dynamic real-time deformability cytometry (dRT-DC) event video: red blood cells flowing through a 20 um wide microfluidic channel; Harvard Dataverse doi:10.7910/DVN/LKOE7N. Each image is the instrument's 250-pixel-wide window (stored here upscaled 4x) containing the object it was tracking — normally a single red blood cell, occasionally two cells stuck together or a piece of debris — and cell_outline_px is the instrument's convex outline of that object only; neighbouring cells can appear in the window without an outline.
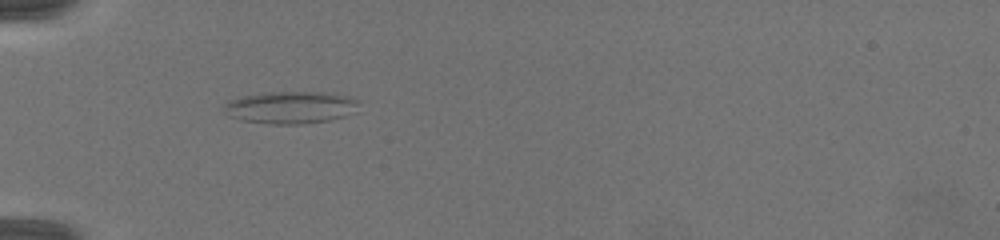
{"species": "common noctule bat (a hibernating species)", "species_latin": "Nyctalus noctula", "temperature_condition": "warm", "stored_images_in_passage": 46, "camera_frame_rate_fps": 3000, "um_per_image_px": 0.085, "animal": {"sex": "female", "body_mass_g": 19.5, "forearm_length_mm": 54.1}, "frame": {"image": 1, "passage_image": 1, "time_ms": 0.0, "image_size_px": [1000, 240], "cell_outline_px": [[356, 112], [344, 116], [328, 120], [300, 124], [268, 124], [240, 120], [228, 116], [220, 108], [228, 100], [244, 96], [268, 92], [324, 92], [344, 96], [356, 100]], "centroid_in_image_um": [24.6, 9.14], "position_along_channel_um": 60.4, "area_um2": 25.32}}
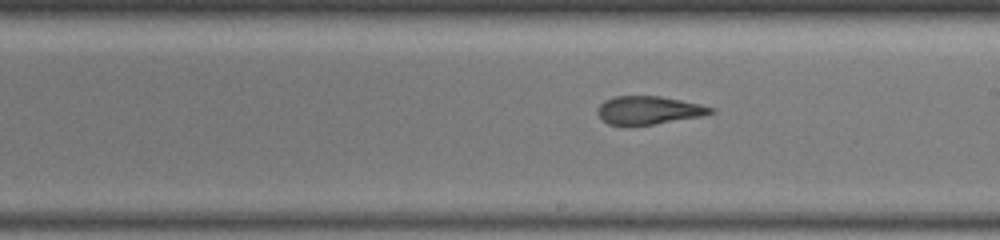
{"frame": {"image": 2, "passage_image": 23, "time_ms": 4.333, "image_size_px": [1000, 240], "cell_outline_px": [[716, 112], [700, 116], [628, 128], [624, 128], [608, 124], [596, 112], [596, 108], [604, 100], [612, 96], [660, 96], [700, 104], [716, 108]], "centroid_in_image_um": [55.07, 9.39], "position_along_channel_um": 233.9, "area_um2": 19.02}}
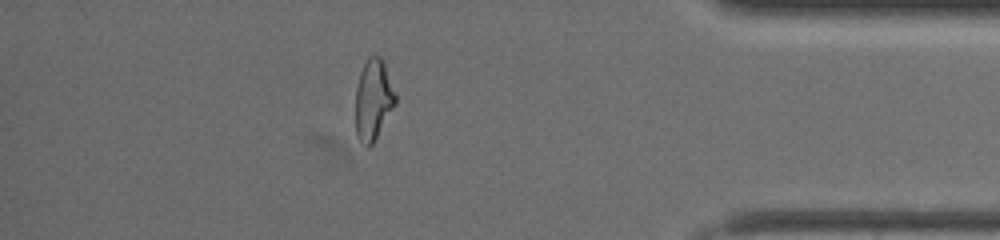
{"frame": {"image": 3, "passage_image": 42, "time_ms": 9.0, "image_size_px": [1000, 240], "cell_outline_px": [[396, 104], [372, 144], [368, 148], [364, 148], [360, 144], [356, 136], [356, 88], [360, 72], [368, 56], [380, 56], [384, 60], [396, 96]], "centroid_in_image_um": [31.72, 8.5], "position_along_channel_um": 403.5, "area_um2": 18.96}, "authors_computed_cell_mechanics": {"area_um2": 19.2185, "velocity_mm_per_s": 4.2422, "shape_relaxation_time_tau1_ms": null, "shape_relaxation_time_tau2_ms": 1.9473, "deformation_change_tau1": null, "deformation_change_tau2": 0.1169}}